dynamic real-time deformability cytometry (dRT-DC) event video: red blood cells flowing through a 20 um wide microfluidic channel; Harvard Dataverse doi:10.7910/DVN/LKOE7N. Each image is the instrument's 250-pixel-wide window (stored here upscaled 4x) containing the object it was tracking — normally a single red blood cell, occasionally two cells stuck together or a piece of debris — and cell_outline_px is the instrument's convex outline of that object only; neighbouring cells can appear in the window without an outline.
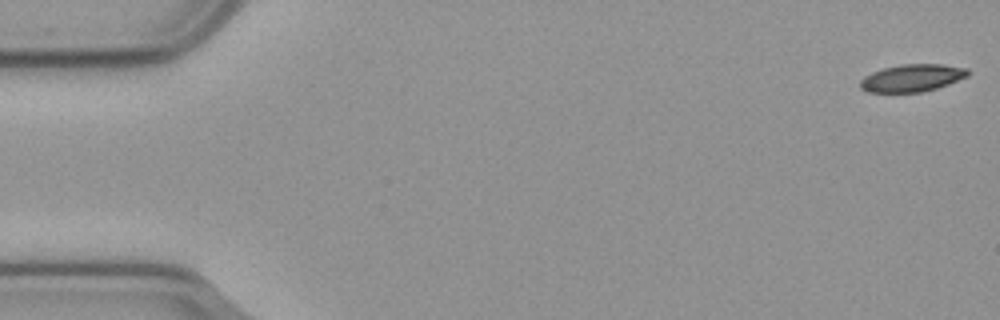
{"species": "common noctule bat (a hibernating species)", "species_latin": "Nyctalus noctula", "temperature_condition": "cold", "stored_images_in_passage": 57, "camera_frame_rate_fps": 3000, "um_per_image_px": 0.085, "animal": {"sex": "male", "body_mass_g": 23.1, "forearm_length_mm": 52.7}, "frame": {"image": 1, "passage_image": 1, "time_ms": 0.0, "image_size_px": [1000, 320], "cell_outline_px": [[968, 76], [948, 84], [936, 88], [920, 92], [868, 92], [860, 88], [860, 80], [864, 76], [872, 72], [884, 68], [900, 64], [944, 64], [968, 68]], "centroid_in_image_um": [77.52, 6.62], "position_along_channel_um": 7.5, "area_um2": 17.17}}
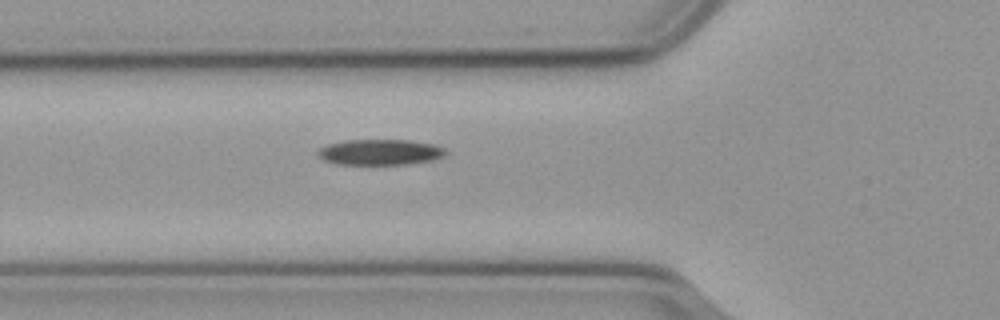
{"frame": {"image": 2, "passage_image": 20, "time_ms": 6.333, "image_size_px": [1000, 320], "cell_outline_px": [[444, 156], [432, 160], [408, 164], [336, 164], [324, 160], [316, 152], [320, 148], [328, 144], [344, 140], [412, 140], [432, 144], [444, 148]], "centroid_in_image_um": [32.28, 12.93], "position_along_channel_um": 93.5, "area_um2": 19.02}}
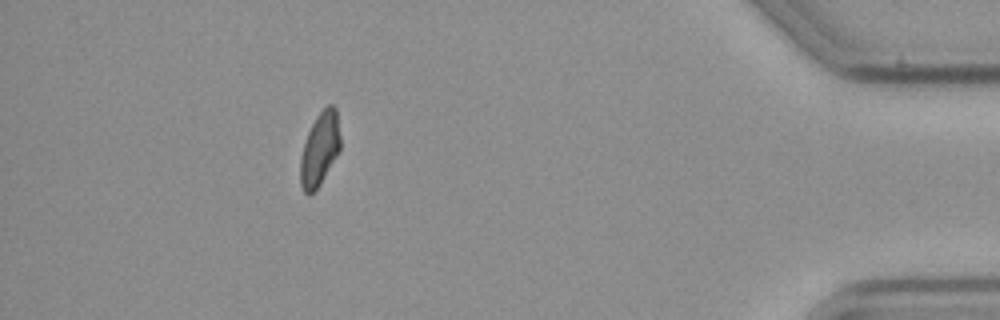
{"frame": {"image": 3, "passage_image": 51, "time_ms": 16.667, "image_size_px": [1000, 320], "cell_outline_px": [[340, 148], [336, 156], [320, 184], [308, 196], [304, 192], [300, 184], [300, 156], [308, 132], [316, 116], [328, 104], [332, 104], [336, 108], [340, 136]], "centroid_in_image_um": [27.17, 12.66], "position_along_channel_um": 408.0, "area_um2": 16.94}, "authors_computed_cell_mechanics": {"area_um2": 18.1492, "velocity_mm_per_s": 3.6091, "shape_relaxation_time_tau1_ms": 6.7161, "shape_relaxation_time_tau2_ms": null, "deformation_change_tau1": 0.1467, "deformation_change_tau2": null}}